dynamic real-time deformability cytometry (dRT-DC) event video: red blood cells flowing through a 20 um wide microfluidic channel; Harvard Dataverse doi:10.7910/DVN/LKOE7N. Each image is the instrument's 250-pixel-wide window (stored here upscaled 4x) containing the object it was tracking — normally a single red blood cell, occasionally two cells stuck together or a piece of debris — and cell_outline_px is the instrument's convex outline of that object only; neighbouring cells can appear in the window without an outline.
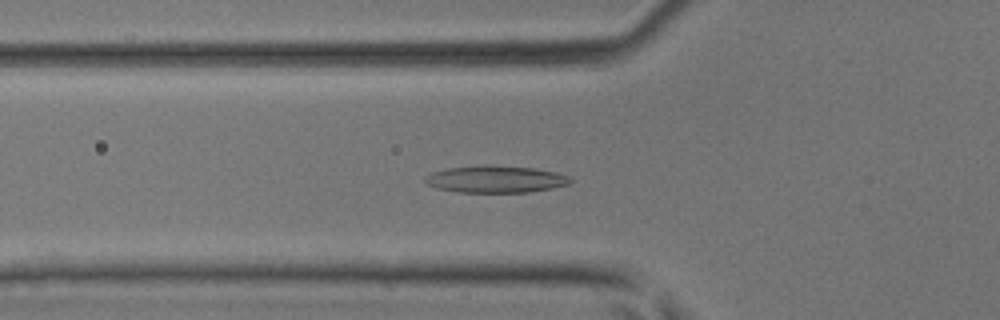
{"species": "common noctule bat (a hibernating species)", "species_latin": "Nyctalus noctula", "temperature_condition": "room temperature", "stored_images_in_passage": 48, "camera_frame_rate_fps": 3000, "um_per_image_px": 0.085, "animal": {"sex": "male", "body_mass_g": 17.9, "forearm_length_mm": 54.2}, "frame": {"image": 1, "passage_image": 17, "time_ms": 5.333, "image_size_px": [1000, 320], "cell_outline_px": [[572, 180], [568, 184], [552, 188], [528, 192], [456, 192], [424, 184], [424, 176], [432, 172], [448, 168], [532, 168], [556, 172], [568, 176]], "centroid_in_image_um": [42.11, 15.28], "position_along_channel_um": 83.7, "area_um2": 21.68}}
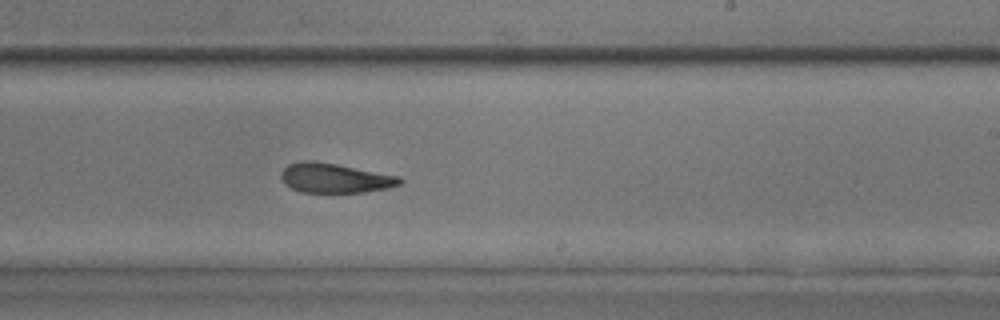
{"frame": {"image": 2, "passage_image": 29, "time_ms": 9.333, "image_size_px": [1000, 320], "cell_outline_px": [[404, 180], [400, 184], [388, 188], [364, 192], [300, 192], [284, 184], [280, 176], [280, 172], [288, 164], [300, 160], [312, 160], [336, 164], [400, 176]], "centroid_in_image_um": [28.44, 15.13], "position_along_channel_um": 260.6, "area_um2": 20.58}}
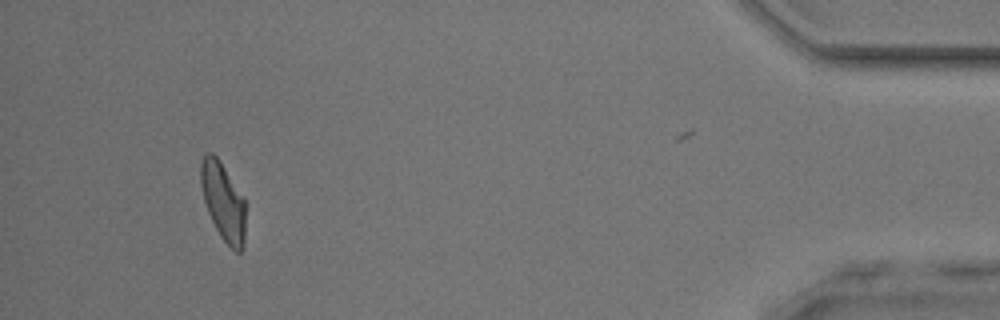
{"frame": {"image": 3, "passage_image": 44, "time_ms": 14.333, "image_size_px": [1000, 320], "cell_outline_px": [[244, 244], [240, 252], [236, 252], [220, 236], [208, 212], [204, 200], [200, 184], [200, 160], [204, 152], [212, 152], [220, 160], [244, 196]], "centroid_in_image_um": [18.95, 17.05], "position_along_channel_um": 416.3, "area_um2": 20.4}}